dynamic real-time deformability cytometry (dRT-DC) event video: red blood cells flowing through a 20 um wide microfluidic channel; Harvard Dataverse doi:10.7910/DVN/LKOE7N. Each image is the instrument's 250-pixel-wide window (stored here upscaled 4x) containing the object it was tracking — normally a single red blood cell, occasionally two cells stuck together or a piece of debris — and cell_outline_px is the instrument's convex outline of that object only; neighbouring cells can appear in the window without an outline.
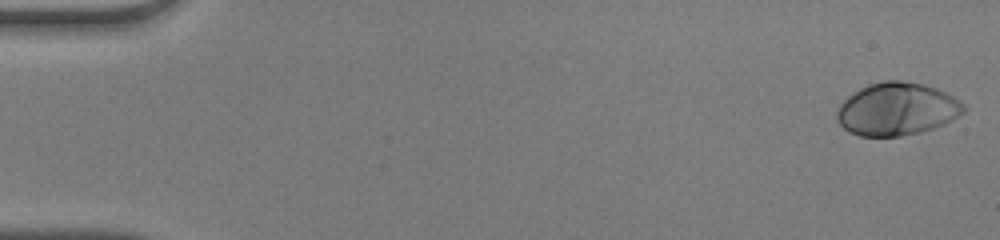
{"species": "human", "species_latin": "Homo sapiens", "temperature_condition": "warm", "stored_images_in_passage": 50, "camera_frame_rate_fps": 3000, "um_per_image_px": 0.085, "donor": {"sex": "male"}, "frame": {"image": 1, "passage_image": 1, "time_ms": 0.0, "image_size_px": [1000, 240], "cell_outline_px": [[964, 112], [952, 120], [944, 124], [932, 128], [900, 136], [860, 136], [848, 132], [840, 124], [836, 116], [836, 112], [840, 104], [852, 92], [868, 84], [884, 80], [900, 80], [924, 84], [936, 88], [952, 96], [964, 104]], "centroid_in_image_um": [76.2, 9.26], "position_along_channel_um": 8.8, "area_um2": 38.84}}
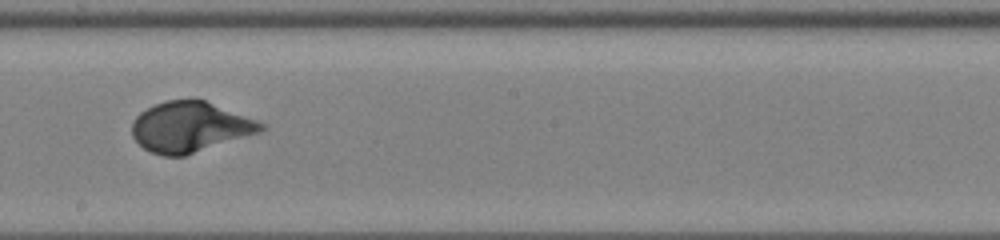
{"frame": {"image": 2, "passage_image": 29, "time_ms": 9.333, "image_size_px": [1000, 240], "cell_outline_px": [[268, 128], [260, 132], [184, 156], [164, 156], [152, 152], [144, 148], [132, 136], [132, 120], [140, 112], [156, 104], [168, 100], [204, 100], [256, 120], [264, 124]], "centroid_in_image_um": [16.14, 10.8], "position_along_channel_um": 232.1, "area_um2": 37.4}}
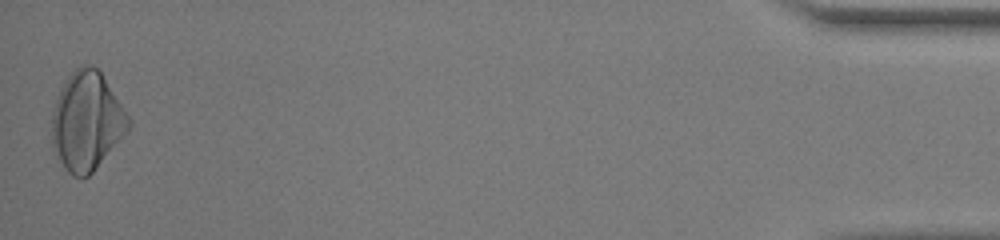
{"frame": {"image": 3, "passage_image": 50, "time_ms": 16.333, "image_size_px": [1000, 240], "cell_outline_px": [[132, 124], [128, 132], [92, 172], [88, 176], [72, 176], [68, 172], [52, 148], [52, 112], [60, 88], [68, 76], [80, 64], [88, 64], [96, 68], [100, 72], [132, 120]], "centroid_in_image_um": [7.38, 10.29], "position_along_channel_um": 427.8, "area_um2": 43.81}, "authors_computed_cell_mechanics": {"area_um2": 37.8012, "velocity_mm_per_s": 4.0852, "shape_relaxation_time_tau1_ms": 3.1396, "shape_relaxation_time_tau2_ms": null, "deformation_change_tau1": 0.1898, "deformation_change_tau2": null}}